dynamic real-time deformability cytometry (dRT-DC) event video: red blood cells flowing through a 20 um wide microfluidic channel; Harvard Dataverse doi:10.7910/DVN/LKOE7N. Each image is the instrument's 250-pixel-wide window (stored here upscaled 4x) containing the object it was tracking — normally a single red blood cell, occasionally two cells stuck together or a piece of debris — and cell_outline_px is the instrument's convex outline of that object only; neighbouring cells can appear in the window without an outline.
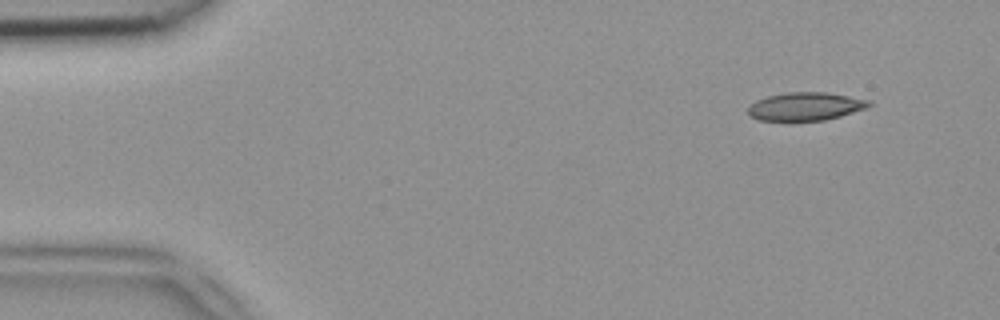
{"species": "common noctule bat (a hibernating species)", "species_latin": "Nyctalus noctula", "temperature_condition": "room temperature", "stored_images_in_passage": 46, "camera_frame_rate_fps": 3000, "um_per_image_px": 0.085, "animal": {"sex": "female", "body_mass_g": 18.4}, "frame": {"image": 1, "passage_image": 1, "time_ms": 0.0, "image_size_px": [1000, 320], "cell_outline_px": [[872, 104], [868, 108], [840, 116], [824, 120], [760, 120], [748, 116], [748, 108], [756, 100], [768, 96], [788, 92], [828, 92], [872, 100]], "centroid_in_image_um": [68.51, 9.03], "position_along_channel_um": 16.5, "area_um2": 19.88}}
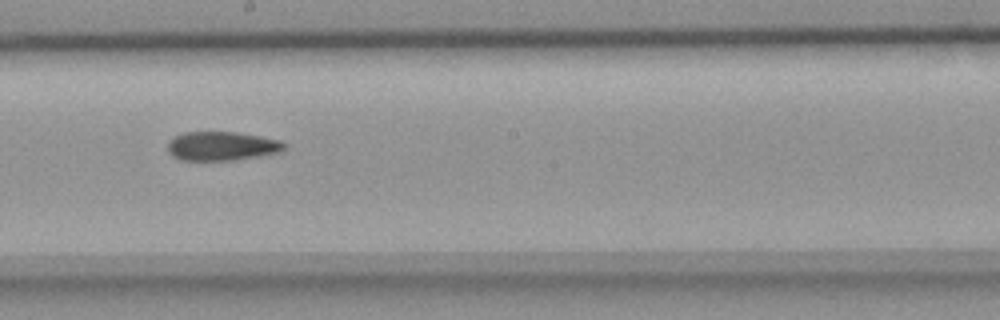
{"frame": {"image": 2, "passage_image": 24, "time_ms": 7.667, "image_size_px": [1000, 320], "cell_outline_px": [[288, 144], [280, 152], [260, 156], [236, 160], [180, 160], [172, 156], [168, 152], [168, 144], [176, 136], [184, 132], [236, 132], [260, 136], [280, 140]], "centroid_in_image_um": [18.88, 12.42], "position_along_channel_um": 229.3, "area_um2": 19.71}}
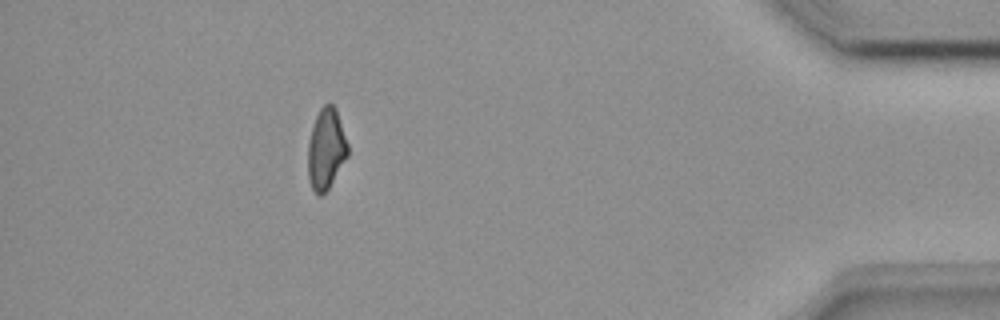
{"frame": {"image": 3, "passage_image": 41, "time_ms": 13.333, "image_size_px": [1000, 320], "cell_outline_px": [[348, 156], [328, 188], [320, 196], [312, 188], [308, 180], [308, 140], [316, 116], [320, 108], [328, 100], [336, 108], [348, 144]], "centroid_in_image_um": [27.71, 12.62], "position_along_channel_um": 407.5, "area_um2": 18.79}}